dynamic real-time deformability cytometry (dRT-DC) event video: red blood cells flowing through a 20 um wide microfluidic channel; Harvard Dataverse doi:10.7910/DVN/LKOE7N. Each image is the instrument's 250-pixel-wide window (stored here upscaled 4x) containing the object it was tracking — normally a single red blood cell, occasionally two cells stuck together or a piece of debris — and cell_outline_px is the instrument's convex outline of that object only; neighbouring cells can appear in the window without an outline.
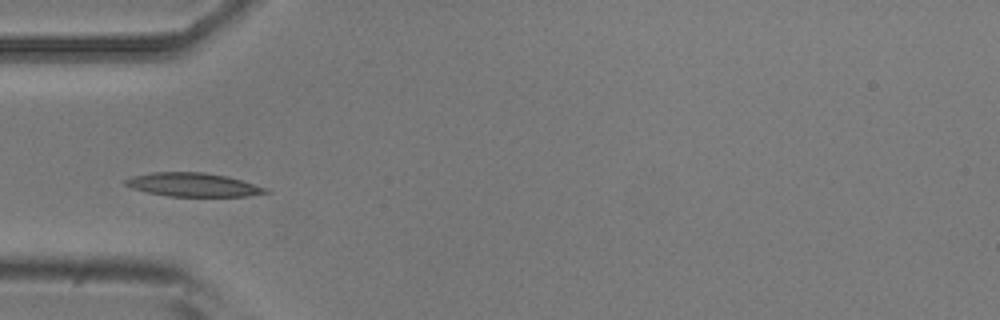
{"species": "common noctule bat (a hibernating species)", "species_latin": "Nyctalus noctula", "temperature_condition": "room temperature", "stored_images_in_passage": 3, "camera_frame_rate_fps": 3000, "um_per_image_px": 0.085, "animal": {"sex": "male", "body_mass_g": 20.5, "forearm_length_mm": 52.5}, "frame": {"image": 1, "passage_image": 3, "time_ms": 3.0, "image_size_px": [1000, 320], "cell_outline_px": [[272, 192], [248, 196], [168, 196], [148, 192], [132, 188], [124, 184], [124, 180], [132, 176], [152, 172], [204, 172], [228, 176], [268, 188]], "centroid_in_image_um": [16.44, 15.7], "position_along_channel_um": 68.6, "area_um2": 19.36}}